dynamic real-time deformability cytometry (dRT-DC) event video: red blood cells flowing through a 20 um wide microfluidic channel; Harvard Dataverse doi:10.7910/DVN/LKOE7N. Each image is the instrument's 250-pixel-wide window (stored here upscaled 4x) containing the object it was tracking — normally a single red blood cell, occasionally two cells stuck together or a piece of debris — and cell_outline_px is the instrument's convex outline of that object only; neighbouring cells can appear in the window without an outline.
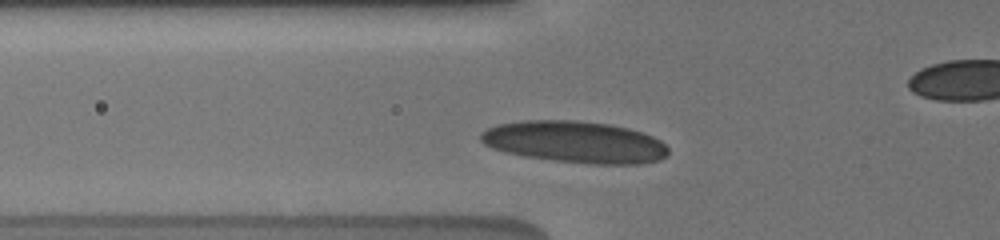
{"species": "human", "species_latin": "Homo sapiens", "temperature_condition": "cold", "stored_images_in_passage": 25, "camera_frame_rate_fps": 3000, "um_per_image_px": 0.085, "donor": {"sex": "male"}, "frame": {"image": 1, "passage_image": 5, "time_ms": 2.0, "image_size_px": [1000, 240], "cell_outline_px": [[668, 156], [660, 160], [640, 164], [592, 164], [556, 160], [528, 156], [508, 152], [492, 148], [484, 144], [480, 140], [480, 132], [488, 128], [500, 124], [524, 120], [572, 120], [612, 124], [628, 128], [652, 136], [660, 140], [668, 148]], "centroid_in_image_um": [48.9, 12.06], "position_along_channel_um": 76.9, "area_um2": 45.43}}
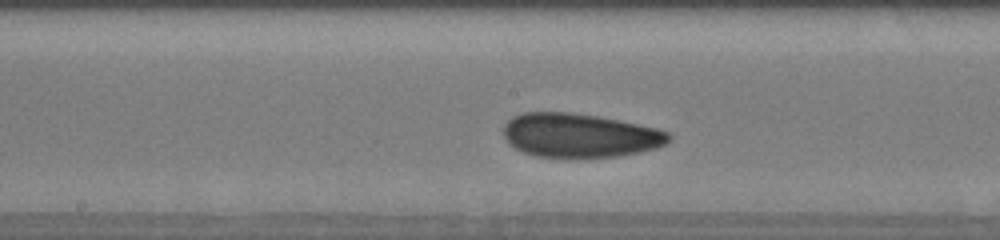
{"frame": {"image": 2, "passage_image": 11, "time_ms": 5.333, "image_size_px": [1000, 240], "cell_outline_px": [[672, 140], [656, 148], [640, 152], [616, 156], [536, 156], [524, 152], [508, 144], [504, 136], [504, 124], [512, 116], [524, 112], [568, 112], [596, 116], [656, 128], [668, 132], [672, 136]], "centroid_in_image_um": [49.26, 11.49], "position_along_channel_um": 198.9, "area_um2": 41.85}}
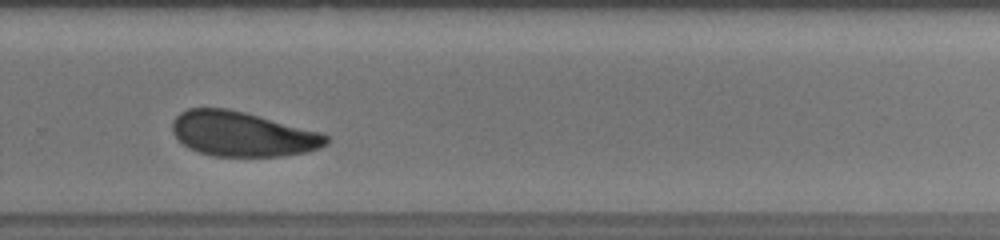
{"frame": {"image": 3, "passage_image": 17, "time_ms": 8.333, "image_size_px": [1000, 240], "cell_outline_px": [[328, 144], [320, 148], [308, 152], [284, 156], [212, 156], [188, 148], [172, 132], [172, 120], [180, 112], [188, 108], [228, 108], [244, 112], [320, 132], [328, 136]], "centroid_in_image_um": [20.6, 11.39], "position_along_channel_um": 309.2, "area_um2": 40.11}, "authors_computed_cell_mechanics": {"area_um2": 41.7894, "velocity_mm_per_s": 3.6845, "shape_relaxation_time_tau1_ms": 3.5225, "shape_relaxation_time_tau2_ms": 2.9067, "deformation_change_tau1": 0.0839, "deformation_change_tau2": 0.0663}}